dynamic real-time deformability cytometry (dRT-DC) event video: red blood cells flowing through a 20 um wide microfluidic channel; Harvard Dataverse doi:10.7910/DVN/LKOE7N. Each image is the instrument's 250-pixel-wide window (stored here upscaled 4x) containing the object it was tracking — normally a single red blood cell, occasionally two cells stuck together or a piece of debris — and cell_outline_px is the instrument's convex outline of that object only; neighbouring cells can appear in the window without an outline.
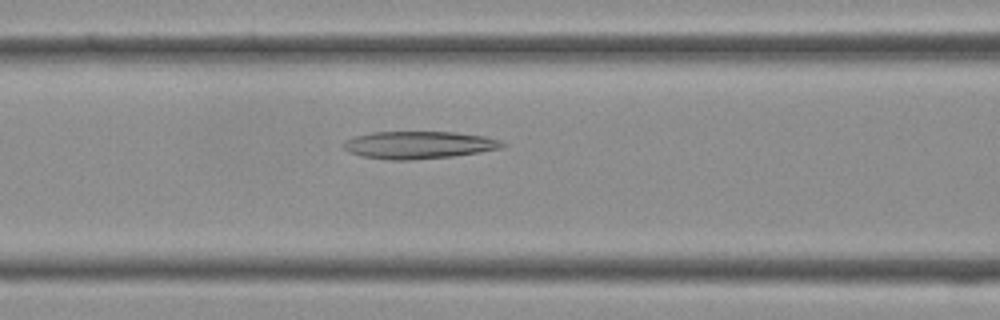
{"species": "Egyptian fruit bat (a non-hibernating species)", "species_latin": "Rousettus aegyptiacus", "temperature_condition": "cold", "stored_images_in_passage": 31, "camera_frame_rate_fps": 3000, "um_per_image_px": 0.085, "frame": {"image": 1, "passage_image": 12, "time_ms": 3.667, "image_size_px": [1000, 320], "cell_outline_px": [[508, 144], [504, 148], [452, 156], [412, 160], [388, 160], [360, 156], [348, 152], [340, 144], [344, 140], [352, 136], [372, 132], [456, 132], [484, 136], [500, 140]], "centroid_in_image_um": [35.55, 12.32], "position_along_channel_um": 131.0, "area_um2": 25.78}}
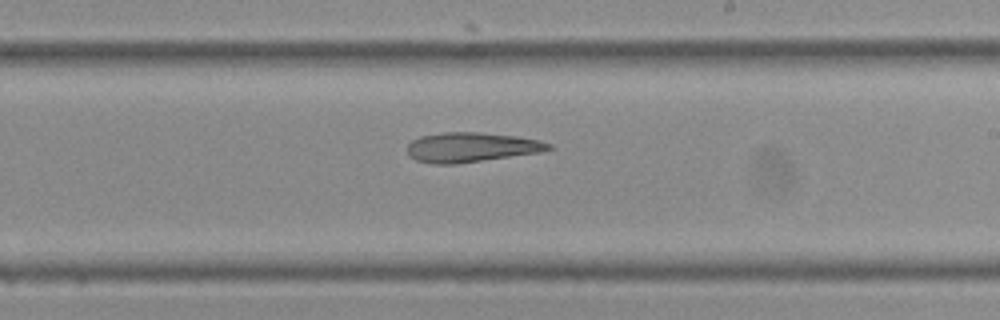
{"frame": {"image": 2, "passage_image": 19, "time_ms": 6.0, "image_size_px": [1000, 320], "cell_outline_px": [[552, 148], [540, 152], [456, 164], [432, 164], [416, 160], [408, 156], [408, 144], [412, 140], [420, 136], [440, 132], [480, 132], [516, 136], [540, 140], [552, 144]], "centroid_in_image_um": [40.03, 12.51], "position_along_channel_um": 249.0, "area_um2": 24.51}}
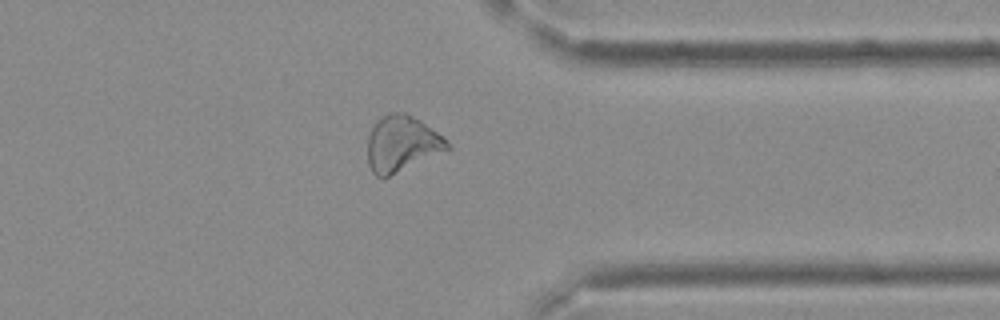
{"frame": {"image": 3, "passage_image": 27, "time_ms": 8.667, "image_size_px": [1000, 320], "cell_outline_px": [[452, 148], [388, 176], [376, 176], [372, 172], [368, 164], [368, 136], [372, 128], [388, 112], [404, 112], [420, 120], [444, 136], [452, 144]], "centroid_in_image_um": [34.19, 12.21], "position_along_channel_um": 377.2, "area_um2": 25.72}}